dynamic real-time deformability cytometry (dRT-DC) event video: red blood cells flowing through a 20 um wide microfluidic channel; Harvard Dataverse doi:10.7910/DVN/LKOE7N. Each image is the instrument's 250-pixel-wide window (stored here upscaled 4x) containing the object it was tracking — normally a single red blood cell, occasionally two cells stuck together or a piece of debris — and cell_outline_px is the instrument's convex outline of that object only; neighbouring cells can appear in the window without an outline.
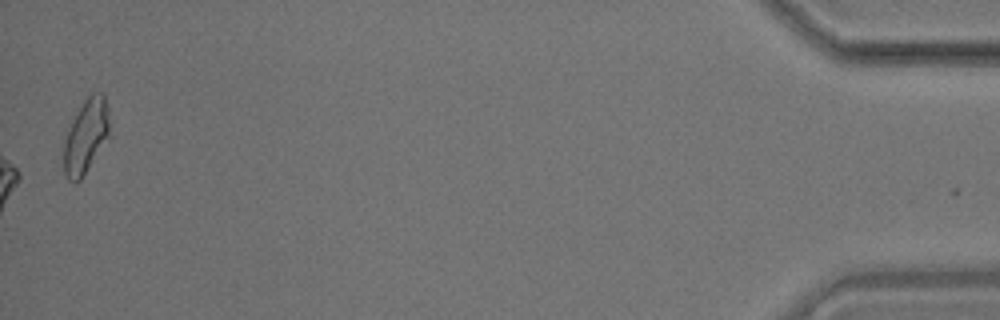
{"species": "common noctule bat (a hibernating species)", "species_latin": "Nyctalus noctula", "temperature_condition": "room temperature", "stored_images_in_passage": 47, "camera_frame_rate_fps": 3000, "um_per_image_px": 0.085, "animal": {"sex": "male", "body_mass_g": 17.9}, "frame": {"image": 1, "passage_image": 47, "time_ms": 15.333, "image_size_px": [1000, 320], "cell_outline_px": [[112, 136], [80, 180], [68, 180], [64, 172], [64, 140], [72, 120], [84, 100], [92, 92], [104, 92], [108, 108]], "centroid_in_image_um": [7.37, 11.54], "position_along_channel_um": 427.8, "area_um2": 20.23}, "authors_computed_cell_mechanics": {"area_um2": 18.8428, "velocity_mm_per_s": 3.5849, "shape_relaxation_time_tau1_ms": 6.7386, "shape_relaxation_time_tau2_ms": 3.2004, "deformation_change_tau1": 0.1649, "deformation_change_tau2": 0.1077}}